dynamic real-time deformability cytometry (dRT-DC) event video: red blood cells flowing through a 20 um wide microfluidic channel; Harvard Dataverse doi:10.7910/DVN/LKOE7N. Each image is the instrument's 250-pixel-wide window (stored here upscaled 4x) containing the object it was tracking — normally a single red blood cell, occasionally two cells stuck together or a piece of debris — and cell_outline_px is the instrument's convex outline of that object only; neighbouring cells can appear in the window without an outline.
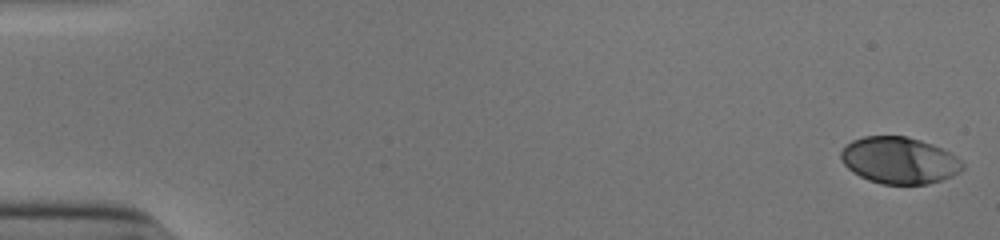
{"species": "human", "species_latin": "Homo sapiens", "temperature_condition": "cold", "stored_images_in_passage": 53, "camera_frame_rate_fps": 3000, "um_per_image_px": 0.085, "donor": {"sex": "male"}, "frame": {"image": 1, "passage_image": 1, "time_ms": 0.0, "image_size_px": [1000, 240], "cell_outline_px": [[964, 168], [960, 172], [952, 176], [928, 184], [880, 184], [868, 180], [852, 172], [844, 164], [840, 156], [840, 152], [844, 144], [852, 140], [864, 136], [904, 136], [920, 140], [932, 144], [956, 156], [964, 164]], "centroid_in_image_um": [76.41, 13.63], "position_along_channel_um": 8.6, "area_um2": 33.18}}
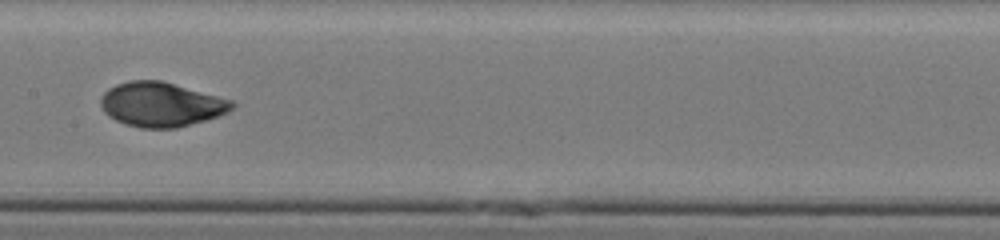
{"frame": {"image": 2, "passage_image": 28, "time_ms": 9.0, "image_size_px": [1000, 240], "cell_outline_px": [[236, 104], [228, 112], [204, 120], [176, 128], [140, 128], [124, 124], [108, 116], [104, 112], [100, 104], [100, 100], [104, 92], [108, 88], [116, 84], [128, 80], [160, 80], [232, 100]], "centroid_in_image_um": [13.65, 8.87], "position_along_channel_um": 193.7, "area_um2": 33.87}}
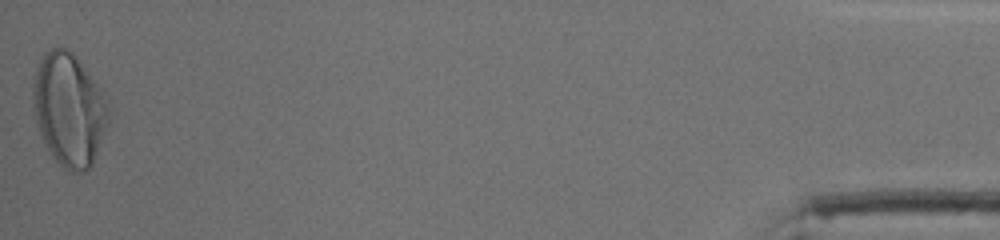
{"frame": {"image": 3, "passage_image": 53, "time_ms": 17.333, "image_size_px": [1000, 240], "cell_outline_px": [[108, 120], [92, 164], [84, 172], [68, 172], [56, 160], [44, 144], [36, 124], [32, 104], [32, 84], [36, 68], [44, 52], [52, 48], [64, 48], [72, 52], [76, 56], [96, 84], [108, 108]], "centroid_in_image_um": [5.8, 9.31], "position_along_channel_um": 429.4, "area_um2": 49.01}, "authors_computed_cell_mechanics": {"area_um2": 33.3506, "velocity_mm_per_s": 3.8977, "shape_relaxation_time_tau1_ms": 3.703, "shape_relaxation_time_tau2_ms": 0.8089, "deformation_change_tau1": 0.1788, "deformation_change_tau2": 0.0412}}